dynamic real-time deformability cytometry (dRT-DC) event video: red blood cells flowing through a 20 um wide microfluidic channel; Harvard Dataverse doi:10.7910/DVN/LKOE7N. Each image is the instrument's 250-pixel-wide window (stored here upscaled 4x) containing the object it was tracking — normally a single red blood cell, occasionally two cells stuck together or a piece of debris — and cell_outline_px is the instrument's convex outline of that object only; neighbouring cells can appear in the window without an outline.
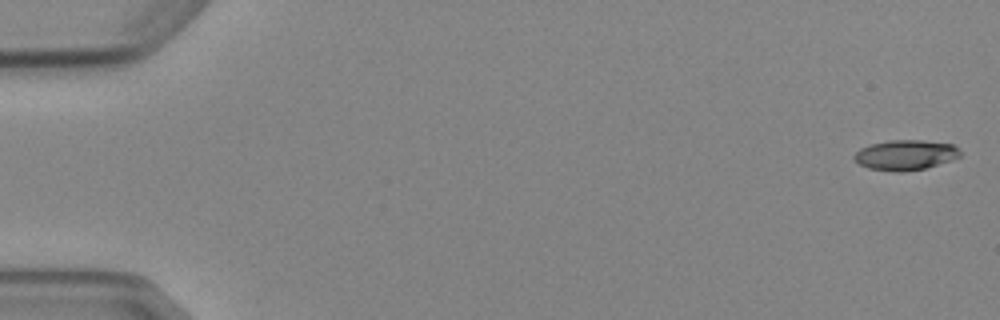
{"species": "Egyptian fruit bat (a non-hibernating species)", "species_latin": "Rousettus aegyptiacus", "temperature_condition": "cold", "stored_images_in_passage": 6, "camera_frame_rate_fps": 3000, "um_per_image_px": 0.085, "animal": {"sex": "female"}, "frame": {"image": 1, "passage_image": 1, "time_ms": 0.0, "image_size_px": [1000, 320], "cell_outline_px": [[960, 156], [924, 168], [904, 172], [896, 172], [868, 168], [860, 164], [852, 156], [860, 148], [868, 144], [888, 140], [920, 140], [952, 144], [960, 152]], "centroid_in_image_um": [76.89, 13.16], "position_along_channel_um": 8.1, "area_um2": 18.38}}
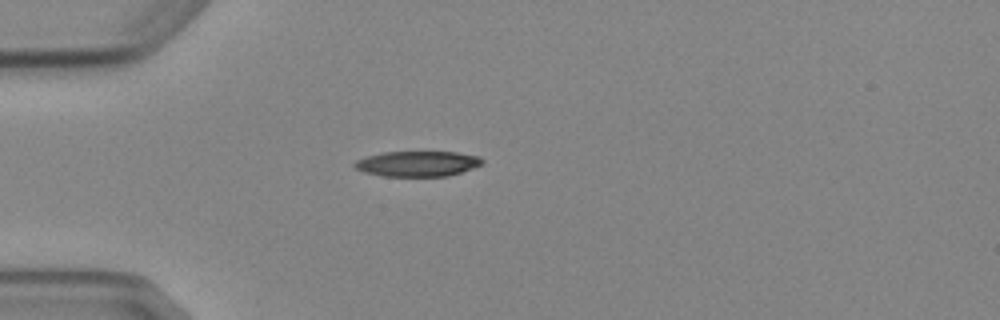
{"frame": {"image": 2, "passage_image": 5, "time_ms": 4.667, "image_size_px": [1000, 320], "cell_outline_px": [[484, 164], [448, 176], [384, 176], [364, 172], [356, 168], [352, 164], [356, 160], [368, 156], [384, 152], [456, 152], [480, 156], [484, 160]], "centroid_in_image_um": [35.52, 13.91], "position_along_channel_um": 49.5, "area_um2": 18.84}}